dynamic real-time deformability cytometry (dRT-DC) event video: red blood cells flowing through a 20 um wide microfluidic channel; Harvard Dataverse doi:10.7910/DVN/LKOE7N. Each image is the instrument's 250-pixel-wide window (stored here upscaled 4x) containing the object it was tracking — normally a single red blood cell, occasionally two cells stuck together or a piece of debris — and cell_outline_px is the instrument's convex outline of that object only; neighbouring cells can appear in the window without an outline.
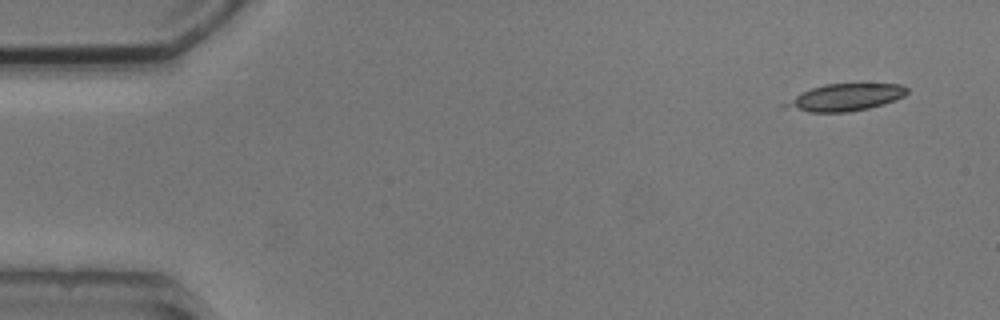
{"species": "common noctule bat (a hibernating species)", "species_latin": "Nyctalus noctula", "temperature_condition": "cold", "stored_images_in_passage": 2, "camera_frame_rate_fps": 3000, "um_per_image_px": 0.085, "animal": {"sex": "male", "body_mass_g": 20.5, "forearm_length_mm": 52.5}, "frame": {"image": 1, "passage_image": 1, "time_ms": 0.0, "image_size_px": [1000, 320], "cell_outline_px": [[908, 92], [904, 96], [884, 104], [868, 108], [848, 112], [808, 112], [780, 104], [800, 92], [824, 84], [904, 84], [908, 88]], "centroid_in_image_um": [71.87, 8.27], "position_along_channel_um": 13.1, "area_um2": 19.07}}